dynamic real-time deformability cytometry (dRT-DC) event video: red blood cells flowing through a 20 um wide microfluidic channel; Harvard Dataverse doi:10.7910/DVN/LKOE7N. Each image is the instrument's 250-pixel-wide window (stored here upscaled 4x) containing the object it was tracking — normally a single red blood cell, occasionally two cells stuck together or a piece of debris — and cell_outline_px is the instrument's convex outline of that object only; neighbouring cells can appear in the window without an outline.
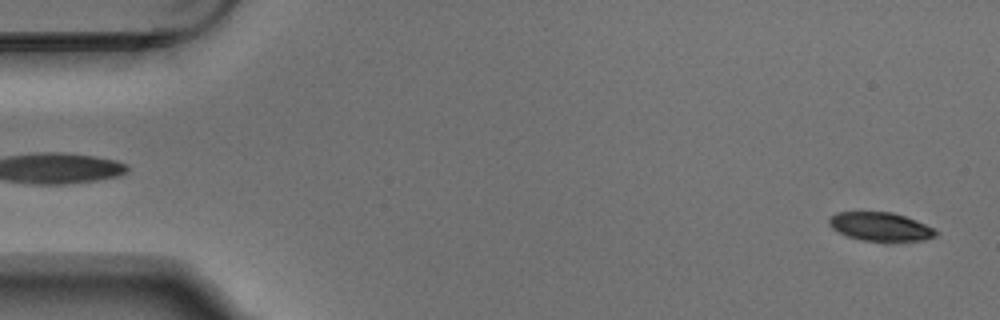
{"species": "Egyptian fruit bat (a non-hibernating species)", "species_latin": "Rousettus aegyptiacus", "temperature_condition": "warm", "stored_images_in_passage": 4, "segment_of_instrument_passage": [2, 2], "camera_frame_rate_fps": 3000, "um_per_image_px": 0.085, "animal": {"sex": "male"}, "frame": {"image": 1, "passage_image": 4, "time_ms": 1.0, "image_size_px": [1000, 320], "cell_outline_px": [[940, 232], [936, 236], [924, 240], [860, 240], [848, 236], [832, 228], [828, 224], [828, 220], [836, 212], [892, 212], [916, 220]], "centroid_in_image_um": [74.83, 19.25], "position_along_channel_um": 10.2, "area_um2": 17.46}}